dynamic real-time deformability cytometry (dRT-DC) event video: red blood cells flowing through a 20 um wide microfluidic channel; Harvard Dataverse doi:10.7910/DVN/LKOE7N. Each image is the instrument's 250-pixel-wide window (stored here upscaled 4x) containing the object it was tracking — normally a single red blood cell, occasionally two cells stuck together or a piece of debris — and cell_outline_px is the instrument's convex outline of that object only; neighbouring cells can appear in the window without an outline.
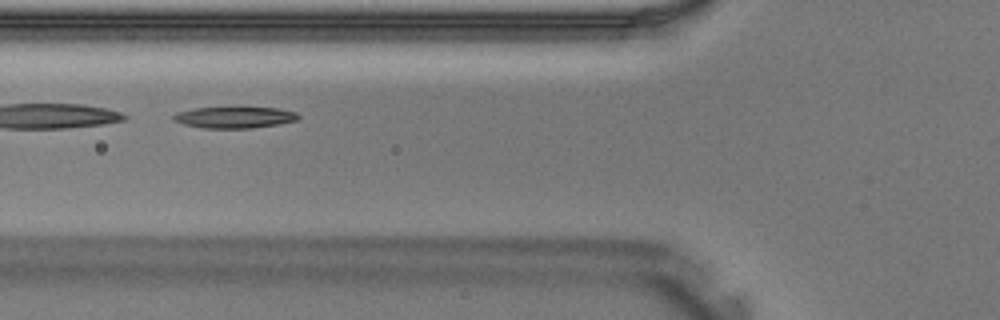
{"species": "Egyptian fruit bat (a non-hibernating species)", "species_latin": "Rousettus aegyptiacus", "temperature_condition": "warm", "stored_images_in_passage": 34, "segment_of_instrument_passage": [2, 2], "camera_frame_rate_fps": 3000, "um_per_image_px": 0.085, "animal": {"sex": "male"}, "frame": {"image": 1, "passage_image": 10, "time_ms": 3.0, "image_size_px": [1000, 320], "cell_outline_px": [[300, 116], [296, 120], [280, 124], [252, 128], [200, 128], [184, 124], [172, 120], [172, 116], [176, 112], [196, 108], [240, 104], [280, 108], [296, 112]], "centroid_in_image_um": [19.95, 9.92], "position_along_channel_um": 105.8, "area_um2": 16.7}}
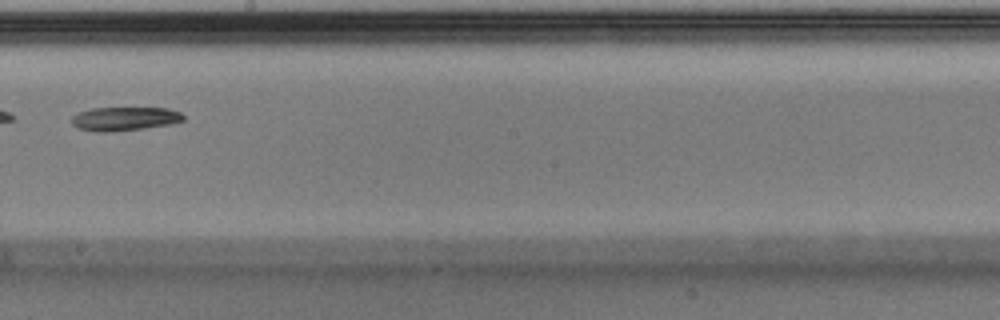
{"frame": {"image": 2, "passage_image": 18, "time_ms": 5.667, "image_size_px": [1000, 320], "cell_outline_px": [[184, 120], [168, 124], [144, 128], [108, 132], [96, 132], [76, 128], [72, 124], [72, 116], [76, 112], [92, 108], [168, 108], [180, 112], [184, 116]], "centroid_in_image_um": [10.53, 10.09], "position_along_channel_um": 237.7, "area_um2": 15.49}}
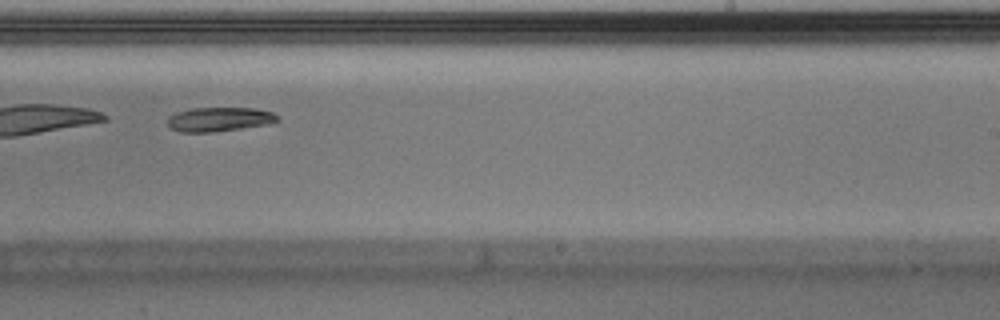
{"frame": {"image": 3, "passage_image": 20, "time_ms": 6.333, "image_size_px": [1000, 320], "cell_outline_px": [[280, 120], [268, 124], [212, 132], [180, 132], [168, 128], [168, 116], [176, 112], [192, 108], [256, 108], [272, 112], [280, 116]], "centroid_in_image_um": [18.63, 10.14], "position_along_channel_um": 270.4, "area_um2": 15.61}}